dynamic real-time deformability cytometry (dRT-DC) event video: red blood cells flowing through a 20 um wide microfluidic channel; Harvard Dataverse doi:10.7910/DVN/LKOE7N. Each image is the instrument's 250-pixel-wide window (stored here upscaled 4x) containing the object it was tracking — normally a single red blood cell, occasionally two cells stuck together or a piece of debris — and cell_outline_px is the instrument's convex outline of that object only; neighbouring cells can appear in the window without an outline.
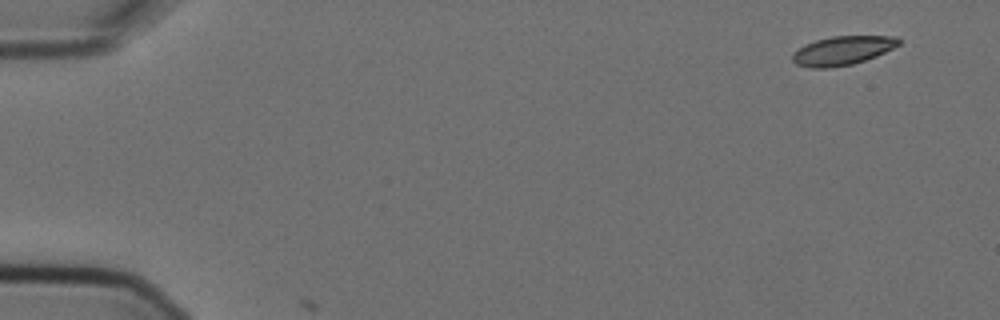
{"species": "Egyptian fruit bat (a non-hibernating species)", "species_latin": "Rousettus aegyptiacus", "temperature_condition": "cold", "stored_images_in_passage": 5, "segment_of_instrument_passage": [1, 2], "camera_frame_rate_fps": 3000, "um_per_image_px": 0.085, "animal": {"sex": "female"}, "frame": {"image": 1, "passage_image": 1, "time_ms": 0.0, "image_size_px": [1000, 320], "cell_outline_px": [[900, 44], [876, 56], [852, 64], [828, 68], [808, 68], [796, 64], [792, 60], [792, 52], [816, 40], [832, 36], [896, 36], [900, 40]], "centroid_in_image_um": [71.6, 4.3], "position_along_channel_um": 13.4, "area_um2": 17.74}}
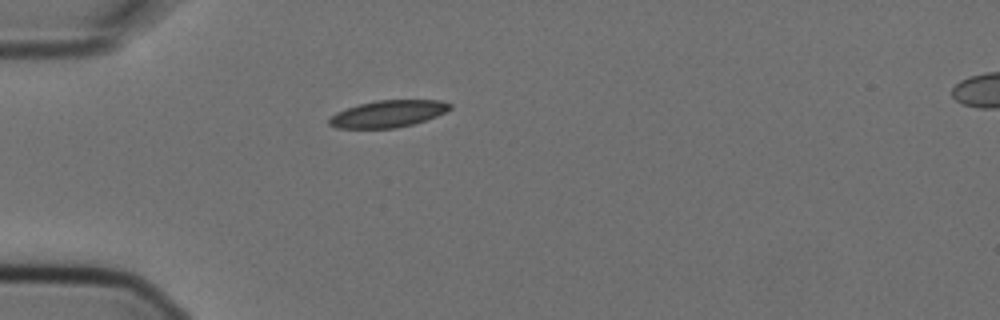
{"frame": {"image": 2, "passage_image": 4, "time_ms": 1.0, "image_size_px": [1000, 320], "cell_outline_px": [[452, 108], [436, 116], [412, 124], [396, 128], [336, 128], [328, 124], [328, 120], [336, 112], [360, 104], [376, 100], [440, 100], [452, 104]], "centroid_in_image_um": [32.98, 9.67], "position_along_channel_um": 52.0, "area_um2": 18.79}}